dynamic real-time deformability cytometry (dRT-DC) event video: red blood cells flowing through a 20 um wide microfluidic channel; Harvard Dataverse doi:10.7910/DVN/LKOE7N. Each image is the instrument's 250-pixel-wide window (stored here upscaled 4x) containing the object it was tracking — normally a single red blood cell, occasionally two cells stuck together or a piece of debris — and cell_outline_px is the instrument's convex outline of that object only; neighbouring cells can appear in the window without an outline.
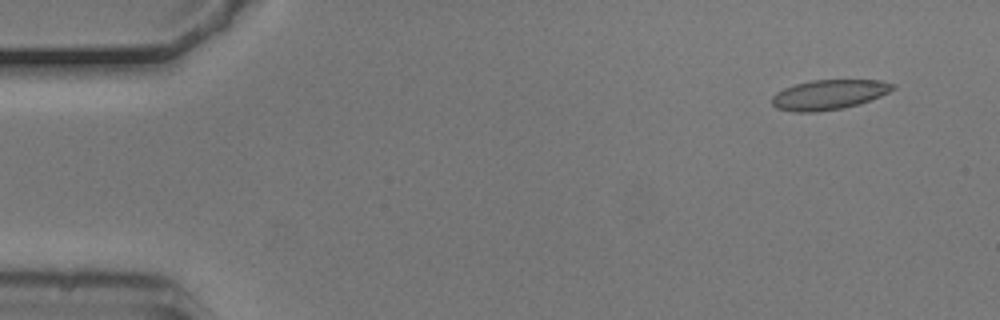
{"species": "common noctule bat (a hibernating species)", "species_latin": "Nyctalus noctula", "temperature_condition": "cold", "stored_images_in_passage": 4, "camera_frame_rate_fps": 3000, "um_per_image_px": 0.085, "animal": {"sex": "male", "body_mass_g": 20.5, "forearm_length_mm": 52.5}, "frame": {"image": 1, "passage_image": 1, "time_ms": 0.0, "image_size_px": [1000, 320], "cell_outline_px": [[896, 88], [880, 96], [844, 108], [816, 112], [796, 112], [776, 108], [772, 104], [772, 96], [776, 92], [784, 88], [796, 84], [812, 80], [880, 80], [896, 84]], "centroid_in_image_um": [70.44, 8.04], "position_along_channel_um": 14.6, "area_um2": 20.92}}
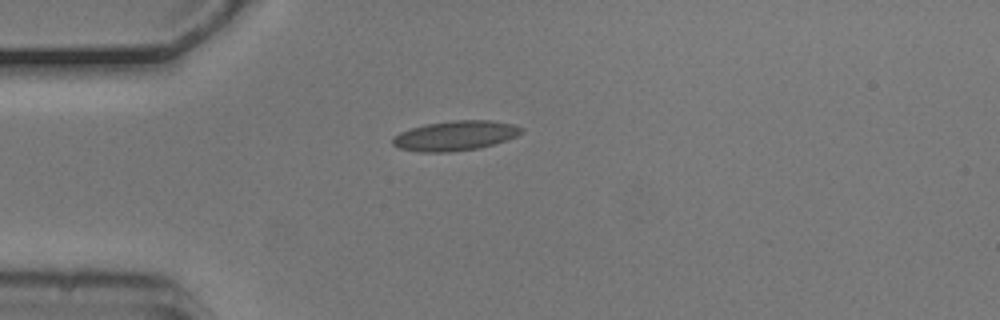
{"frame": {"image": 2, "passage_image": 4, "time_ms": 1.0, "image_size_px": [1000, 320], "cell_outline_px": [[524, 132], [516, 136], [480, 148], [452, 152], [420, 152], [400, 148], [392, 144], [392, 136], [400, 132], [412, 128], [428, 124], [452, 120], [492, 120], [516, 124], [524, 128]], "centroid_in_image_um": [38.72, 11.53], "position_along_channel_um": 46.3, "area_um2": 22.43}}